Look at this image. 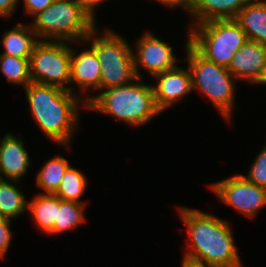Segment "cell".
I'll return each mask as SVG.
<instances>
[{
  "instance_id": "603a6c76",
  "label": "cell",
  "mask_w": 266,
  "mask_h": 267,
  "mask_svg": "<svg viewBox=\"0 0 266 267\" xmlns=\"http://www.w3.org/2000/svg\"><path fill=\"white\" fill-rule=\"evenodd\" d=\"M29 59L0 54V72L5 76L7 83H13L16 86L19 84L25 88L32 82Z\"/></svg>"
},
{
  "instance_id": "30bf717a",
  "label": "cell",
  "mask_w": 266,
  "mask_h": 267,
  "mask_svg": "<svg viewBox=\"0 0 266 267\" xmlns=\"http://www.w3.org/2000/svg\"><path fill=\"white\" fill-rule=\"evenodd\" d=\"M135 48L132 51L137 78L142 79L141 69L152 78L178 65L179 58L174 54L173 47L151 32L143 33L136 40Z\"/></svg>"
},
{
  "instance_id": "484cf974",
  "label": "cell",
  "mask_w": 266,
  "mask_h": 267,
  "mask_svg": "<svg viewBox=\"0 0 266 267\" xmlns=\"http://www.w3.org/2000/svg\"><path fill=\"white\" fill-rule=\"evenodd\" d=\"M54 1L55 0H23L24 12L34 17L39 12L46 10Z\"/></svg>"
},
{
  "instance_id": "52a82bcc",
  "label": "cell",
  "mask_w": 266,
  "mask_h": 267,
  "mask_svg": "<svg viewBox=\"0 0 266 267\" xmlns=\"http://www.w3.org/2000/svg\"><path fill=\"white\" fill-rule=\"evenodd\" d=\"M189 43L207 60L228 68L248 40L235 19H214L190 26Z\"/></svg>"
},
{
  "instance_id": "5bb4252c",
  "label": "cell",
  "mask_w": 266,
  "mask_h": 267,
  "mask_svg": "<svg viewBox=\"0 0 266 267\" xmlns=\"http://www.w3.org/2000/svg\"><path fill=\"white\" fill-rule=\"evenodd\" d=\"M266 61V46L247 40L233 55L228 70L238 80L256 84Z\"/></svg>"
},
{
  "instance_id": "d4e9b609",
  "label": "cell",
  "mask_w": 266,
  "mask_h": 267,
  "mask_svg": "<svg viewBox=\"0 0 266 267\" xmlns=\"http://www.w3.org/2000/svg\"><path fill=\"white\" fill-rule=\"evenodd\" d=\"M11 219L1 217L0 218V259L5 258L6 252L11 245L13 231L11 230Z\"/></svg>"
},
{
  "instance_id": "5b68a950",
  "label": "cell",
  "mask_w": 266,
  "mask_h": 267,
  "mask_svg": "<svg viewBox=\"0 0 266 267\" xmlns=\"http://www.w3.org/2000/svg\"><path fill=\"white\" fill-rule=\"evenodd\" d=\"M185 50L187 57L180 59L188 62L191 73L192 91L196 90L211 101L216 111L227 123H232L235 108V83L237 80L224 66L218 65L203 57L190 43L187 31Z\"/></svg>"
},
{
  "instance_id": "ba28073f",
  "label": "cell",
  "mask_w": 266,
  "mask_h": 267,
  "mask_svg": "<svg viewBox=\"0 0 266 267\" xmlns=\"http://www.w3.org/2000/svg\"><path fill=\"white\" fill-rule=\"evenodd\" d=\"M33 83L53 85L69 91L71 42L39 41L29 59Z\"/></svg>"
},
{
  "instance_id": "7c38bea8",
  "label": "cell",
  "mask_w": 266,
  "mask_h": 267,
  "mask_svg": "<svg viewBox=\"0 0 266 267\" xmlns=\"http://www.w3.org/2000/svg\"><path fill=\"white\" fill-rule=\"evenodd\" d=\"M152 78L156 80V83L152 84L155 103L162 113L193 92L189 68L185 69L177 65Z\"/></svg>"
},
{
  "instance_id": "83f0119b",
  "label": "cell",
  "mask_w": 266,
  "mask_h": 267,
  "mask_svg": "<svg viewBox=\"0 0 266 267\" xmlns=\"http://www.w3.org/2000/svg\"><path fill=\"white\" fill-rule=\"evenodd\" d=\"M19 0H0V17L9 18L18 8Z\"/></svg>"
},
{
  "instance_id": "4316f807",
  "label": "cell",
  "mask_w": 266,
  "mask_h": 267,
  "mask_svg": "<svg viewBox=\"0 0 266 267\" xmlns=\"http://www.w3.org/2000/svg\"><path fill=\"white\" fill-rule=\"evenodd\" d=\"M161 3L164 7H169L168 9L182 8L185 12L190 14V8L192 5V0H155Z\"/></svg>"
},
{
  "instance_id": "9c48e42d",
  "label": "cell",
  "mask_w": 266,
  "mask_h": 267,
  "mask_svg": "<svg viewBox=\"0 0 266 267\" xmlns=\"http://www.w3.org/2000/svg\"><path fill=\"white\" fill-rule=\"evenodd\" d=\"M217 198L243 216L252 219L266 207V189L255 185L243 174H235L209 185Z\"/></svg>"
},
{
  "instance_id": "7402d4cb",
  "label": "cell",
  "mask_w": 266,
  "mask_h": 267,
  "mask_svg": "<svg viewBox=\"0 0 266 267\" xmlns=\"http://www.w3.org/2000/svg\"><path fill=\"white\" fill-rule=\"evenodd\" d=\"M87 183L88 181L85 174L70 165L66 170L55 195L64 201H74L86 204L81 199L87 189Z\"/></svg>"
},
{
  "instance_id": "cb8c5ba5",
  "label": "cell",
  "mask_w": 266,
  "mask_h": 267,
  "mask_svg": "<svg viewBox=\"0 0 266 267\" xmlns=\"http://www.w3.org/2000/svg\"><path fill=\"white\" fill-rule=\"evenodd\" d=\"M245 176L249 181L266 189V144L257 154Z\"/></svg>"
},
{
  "instance_id": "2e32d148",
  "label": "cell",
  "mask_w": 266,
  "mask_h": 267,
  "mask_svg": "<svg viewBox=\"0 0 266 267\" xmlns=\"http://www.w3.org/2000/svg\"><path fill=\"white\" fill-rule=\"evenodd\" d=\"M242 30L250 41L266 46V2L250 0L236 16Z\"/></svg>"
},
{
  "instance_id": "d6986e66",
  "label": "cell",
  "mask_w": 266,
  "mask_h": 267,
  "mask_svg": "<svg viewBox=\"0 0 266 267\" xmlns=\"http://www.w3.org/2000/svg\"><path fill=\"white\" fill-rule=\"evenodd\" d=\"M19 181L0 179V215L9 219H17L28 210V200L15 183ZM15 184V185H14Z\"/></svg>"
},
{
  "instance_id": "3957f363",
  "label": "cell",
  "mask_w": 266,
  "mask_h": 267,
  "mask_svg": "<svg viewBox=\"0 0 266 267\" xmlns=\"http://www.w3.org/2000/svg\"><path fill=\"white\" fill-rule=\"evenodd\" d=\"M141 78L133 82L112 87L88 96L86 109L114 117L132 127H139L156 118L162 112L157 108L152 84H145Z\"/></svg>"
},
{
  "instance_id": "e0dca14e",
  "label": "cell",
  "mask_w": 266,
  "mask_h": 267,
  "mask_svg": "<svg viewBox=\"0 0 266 267\" xmlns=\"http://www.w3.org/2000/svg\"><path fill=\"white\" fill-rule=\"evenodd\" d=\"M39 41L30 23H18L2 34L1 45L3 46V53L1 54L30 58L35 45Z\"/></svg>"
},
{
  "instance_id": "8fae6325",
  "label": "cell",
  "mask_w": 266,
  "mask_h": 267,
  "mask_svg": "<svg viewBox=\"0 0 266 267\" xmlns=\"http://www.w3.org/2000/svg\"><path fill=\"white\" fill-rule=\"evenodd\" d=\"M71 43V71H70V86L69 91L74 95L79 96L85 103V92L95 90L100 91L101 86V65L95 51L90 47L89 49H84L81 52H77L73 48ZM72 83V86H71ZM75 84V85H73ZM80 88V92L76 93V87ZM75 88V89H74ZM84 95V96H82Z\"/></svg>"
},
{
  "instance_id": "f546056e",
  "label": "cell",
  "mask_w": 266,
  "mask_h": 267,
  "mask_svg": "<svg viewBox=\"0 0 266 267\" xmlns=\"http://www.w3.org/2000/svg\"><path fill=\"white\" fill-rule=\"evenodd\" d=\"M181 267H212L201 262H197L186 257H182Z\"/></svg>"
},
{
  "instance_id": "f1b7e54d",
  "label": "cell",
  "mask_w": 266,
  "mask_h": 267,
  "mask_svg": "<svg viewBox=\"0 0 266 267\" xmlns=\"http://www.w3.org/2000/svg\"><path fill=\"white\" fill-rule=\"evenodd\" d=\"M89 12L90 14L94 17L96 15V9L98 6L106 1V0H78Z\"/></svg>"
},
{
  "instance_id": "44dd1931",
  "label": "cell",
  "mask_w": 266,
  "mask_h": 267,
  "mask_svg": "<svg viewBox=\"0 0 266 267\" xmlns=\"http://www.w3.org/2000/svg\"><path fill=\"white\" fill-rule=\"evenodd\" d=\"M44 163L36 174V185L44 191L43 194H55L70 163L61 155H56Z\"/></svg>"
},
{
  "instance_id": "4fadbf2b",
  "label": "cell",
  "mask_w": 266,
  "mask_h": 267,
  "mask_svg": "<svg viewBox=\"0 0 266 267\" xmlns=\"http://www.w3.org/2000/svg\"><path fill=\"white\" fill-rule=\"evenodd\" d=\"M22 138L6 133L0 139V179L21 181L28 172L31 158L25 149Z\"/></svg>"
},
{
  "instance_id": "9a60e30c",
  "label": "cell",
  "mask_w": 266,
  "mask_h": 267,
  "mask_svg": "<svg viewBox=\"0 0 266 267\" xmlns=\"http://www.w3.org/2000/svg\"><path fill=\"white\" fill-rule=\"evenodd\" d=\"M250 0H192L190 26L214 19H235ZM193 18V19H192Z\"/></svg>"
},
{
  "instance_id": "4dcf8cb0",
  "label": "cell",
  "mask_w": 266,
  "mask_h": 267,
  "mask_svg": "<svg viewBox=\"0 0 266 267\" xmlns=\"http://www.w3.org/2000/svg\"><path fill=\"white\" fill-rule=\"evenodd\" d=\"M256 84H262V85H266V61H265V65H264V69L262 72L261 77L259 78L258 82Z\"/></svg>"
},
{
  "instance_id": "ac0fdd59",
  "label": "cell",
  "mask_w": 266,
  "mask_h": 267,
  "mask_svg": "<svg viewBox=\"0 0 266 267\" xmlns=\"http://www.w3.org/2000/svg\"><path fill=\"white\" fill-rule=\"evenodd\" d=\"M28 211L32 215L34 225L48 234L57 220V196L55 194L38 193L28 201Z\"/></svg>"
},
{
  "instance_id": "ffe728a7",
  "label": "cell",
  "mask_w": 266,
  "mask_h": 267,
  "mask_svg": "<svg viewBox=\"0 0 266 267\" xmlns=\"http://www.w3.org/2000/svg\"><path fill=\"white\" fill-rule=\"evenodd\" d=\"M87 204L74 201H64L57 197V220L53 229L47 235H57L74 230L85 223V209Z\"/></svg>"
},
{
  "instance_id": "8992f818",
  "label": "cell",
  "mask_w": 266,
  "mask_h": 267,
  "mask_svg": "<svg viewBox=\"0 0 266 267\" xmlns=\"http://www.w3.org/2000/svg\"><path fill=\"white\" fill-rule=\"evenodd\" d=\"M97 26L84 40L95 51L101 65L100 91L125 85L137 79L132 46L125 37L106 28L97 36Z\"/></svg>"
},
{
  "instance_id": "7a4b0ae2",
  "label": "cell",
  "mask_w": 266,
  "mask_h": 267,
  "mask_svg": "<svg viewBox=\"0 0 266 267\" xmlns=\"http://www.w3.org/2000/svg\"><path fill=\"white\" fill-rule=\"evenodd\" d=\"M23 89L32 119L46 139L69 147L79 128L78 110L81 106L86 109V103L70 91L53 85L31 82Z\"/></svg>"
},
{
  "instance_id": "6da1fadb",
  "label": "cell",
  "mask_w": 266,
  "mask_h": 267,
  "mask_svg": "<svg viewBox=\"0 0 266 267\" xmlns=\"http://www.w3.org/2000/svg\"><path fill=\"white\" fill-rule=\"evenodd\" d=\"M177 211L190 240L183 257L212 267L243 266L227 220L186 206Z\"/></svg>"
},
{
  "instance_id": "277c9868",
  "label": "cell",
  "mask_w": 266,
  "mask_h": 267,
  "mask_svg": "<svg viewBox=\"0 0 266 267\" xmlns=\"http://www.w3.org/2000/svg\"><path fill=\"white\" fill-rule=\"evenodd\" d=\"M97 19L78 0H55L30 23L41 41H66L83 44L96 27Z\"/></svg>"
}]
</instances>
